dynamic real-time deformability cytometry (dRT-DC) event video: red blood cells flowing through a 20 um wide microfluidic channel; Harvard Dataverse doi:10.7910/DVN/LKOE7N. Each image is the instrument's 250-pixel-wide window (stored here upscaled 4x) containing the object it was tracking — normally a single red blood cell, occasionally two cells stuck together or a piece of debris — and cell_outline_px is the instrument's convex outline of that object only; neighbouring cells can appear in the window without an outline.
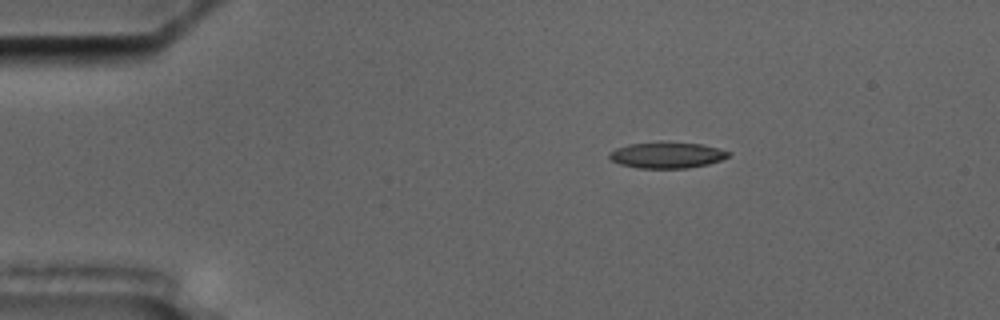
{"species": "common noctule bat (a hibernating species)", "species_latin": "Nyctalus noctula", "temperature_condition": "cold", "stored_images_in_passage": 5, "camera_frame_rate_fps": 3000, "um_per_image_px": 0.085, "animal": {"sex": "male", "body_mass_g": 17.5, "forearm_length_mm": 52.3}, "frame": {"image": 1, "passage_image": 2, "time_ms": 1.0, "image_size_px": [1000, 320], "cell_outline_px": [[732, 152], [728, 156], [720, 160], [708, 164], [688, 168], [636, 168], [620, 164], [612, 160], [608, 156], [608, 152], [616, 148], [628, 144], [660, 140], [700, 144]], "centroid_in_image_um": [56.64, 13.16], "position_along_channel_um": 28.4, "area_um2": 18.44}}